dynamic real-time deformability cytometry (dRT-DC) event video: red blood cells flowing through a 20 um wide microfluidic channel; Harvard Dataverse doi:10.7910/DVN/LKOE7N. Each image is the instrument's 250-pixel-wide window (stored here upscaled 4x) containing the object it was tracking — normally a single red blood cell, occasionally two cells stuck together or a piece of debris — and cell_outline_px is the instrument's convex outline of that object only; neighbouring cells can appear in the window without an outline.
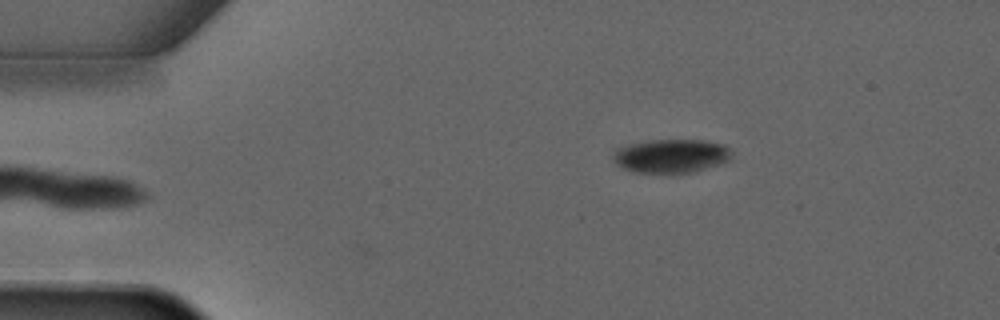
{"species": "common noctule bat (a hibernating species)", "species_latin": "Nyctalus noctula", "temperature_condition": "warm", "stored_images_in_passage": 4, "camera_frame_rate_fps": 3000, "um_per_image_px": 0.085, "animal": {"sex": "male", "forearm_length_mm": 52.5}, "frame": {"image": 1, "passage_image": 4, "time_ms": 3.333, "image_size_px": [1000, 320], "cell_outline_px": [[732, 160], [696, 172], [636, 172], [624, 168], [616, 164], [612, 160], [612, 152], [616, 148], [628, 144], [648, 140], [704, 140], [724, 144], [732, 152]], "centroid_in_image_um": [57.06, 13.24], "position_along_channel_um": 27.9, "area_um2": 23.52}}